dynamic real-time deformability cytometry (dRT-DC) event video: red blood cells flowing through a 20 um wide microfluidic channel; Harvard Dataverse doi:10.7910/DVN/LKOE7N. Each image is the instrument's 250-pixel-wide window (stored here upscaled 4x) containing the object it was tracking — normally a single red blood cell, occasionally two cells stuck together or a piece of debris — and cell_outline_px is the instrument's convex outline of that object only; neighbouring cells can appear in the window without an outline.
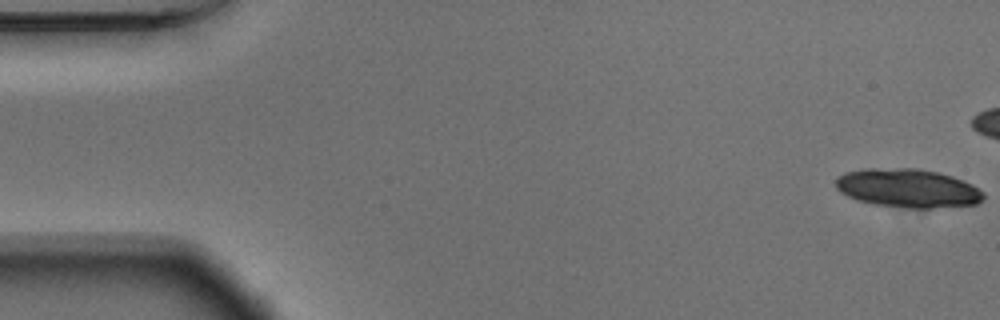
{"species": "Egyptian fruit bat (a non-hibernating species)", "species_latin": "Rousettus aegyptiacus", "temperature_condition": "warm", "stored_images_in_passage": 19, "camera_frame_rate_fps": 3000, "um_per_image_px": 0.085, "animal": {"sex": "male"}, "frame": {"image": 1, "passage_image": 1, "time_ms": 0.0, "image_size_px": [1000, 320], "cell_outline_px": [[984, 196], [976, 204], [932, 208], [908, 208], [876, 204], [856, 200], [840, 192], [836, 188], [836, 180], [844, 172], [868, 168], [920, 168], [952, 176], [972, 184], [984, 192]], "centroid_in_image_um": [77.15, 15.99], "position_along_channel_um": 7.8, "area_um2": 33.23}}